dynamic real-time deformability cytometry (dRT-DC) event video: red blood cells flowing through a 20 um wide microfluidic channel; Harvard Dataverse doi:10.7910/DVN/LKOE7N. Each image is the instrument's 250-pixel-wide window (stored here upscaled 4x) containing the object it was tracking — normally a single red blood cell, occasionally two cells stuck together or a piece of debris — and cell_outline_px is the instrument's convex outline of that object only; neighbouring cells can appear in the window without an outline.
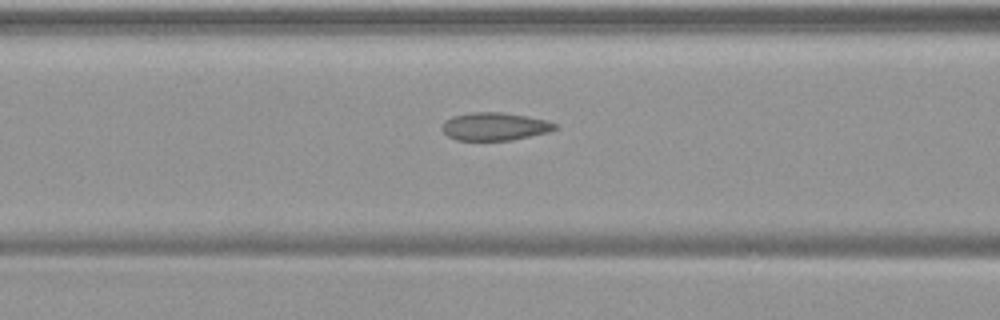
{"species": "common noctule bat (a hibernating species)", "species_latin": "Nyctalus noctula", "temperature_condition": "warm", "stored_images_in_passage": 38, "camera_frame_rate_fps": 3000, "um_per_image_px": 0.085, "animal": {"sex": "female", "body_mass_g": 19.9}, "frame": {"image": 1, "passage_image": 15, "time_ms": 4.667, "image_size_px": [1000, 320], "cell_outline_px": [[556, 128], [548, 132], [512, 140], [456, 140], [448, 136], [444, 132], [444, 120], [452, 116], [472, 112], [500, 112], [528, 116], [548, 120], [556, 124]], "centroid_in_image_um": [42.06, 10.74], "position_along_channel_um": 124.5, "area_um2": 18.26}}
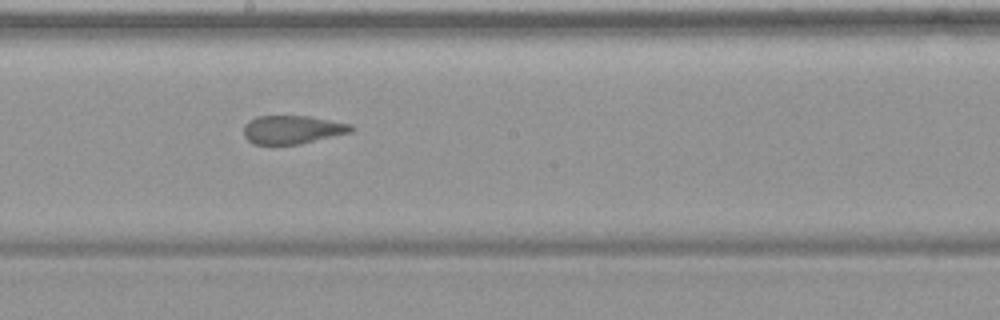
{"frame": {"image": 2, "passage_image": 23, "time_ms": 7.333, "image_size_px": [1000, 320], "cell_outline_px": [[356, 128], [352, 132], [300, 144], [252, 144], [244, 136], [244, 124], [248, 120], [256, 116], [308, 116], [352, 124]], "centroid_in_image_um": [24.86, 11.01], "position_along_channel_um": 223.3, "area_um2": 17.92}}
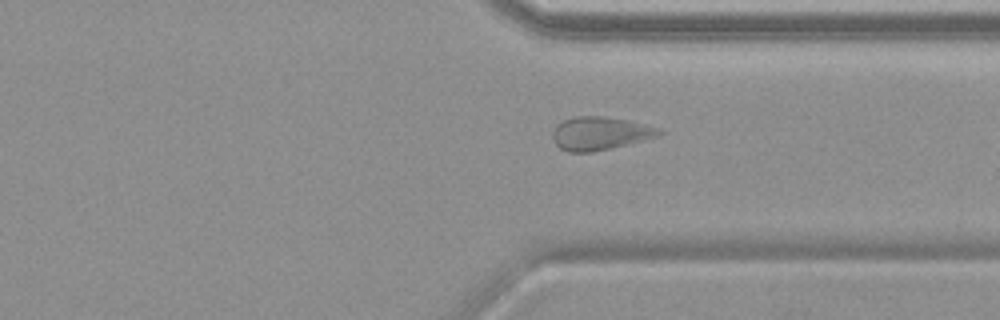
{"frame": {"image": 3, "passage_image": 34, "time_ms": 11.0, "image_size_px": [1000, 320], "cell_outline_px": [[664, 132], [660, 136], [612, 148], [592, 152], [568, 152], [560, 148], [556, 144], [552, 136], [552, 132], [556, 124], [572, 116], [604, 116], [628, 120], [660, 128]], "centroid_in_image_um": [51.0, 11.33], "position_along_channel_um": 360.4, "area_um2": 20.81}}